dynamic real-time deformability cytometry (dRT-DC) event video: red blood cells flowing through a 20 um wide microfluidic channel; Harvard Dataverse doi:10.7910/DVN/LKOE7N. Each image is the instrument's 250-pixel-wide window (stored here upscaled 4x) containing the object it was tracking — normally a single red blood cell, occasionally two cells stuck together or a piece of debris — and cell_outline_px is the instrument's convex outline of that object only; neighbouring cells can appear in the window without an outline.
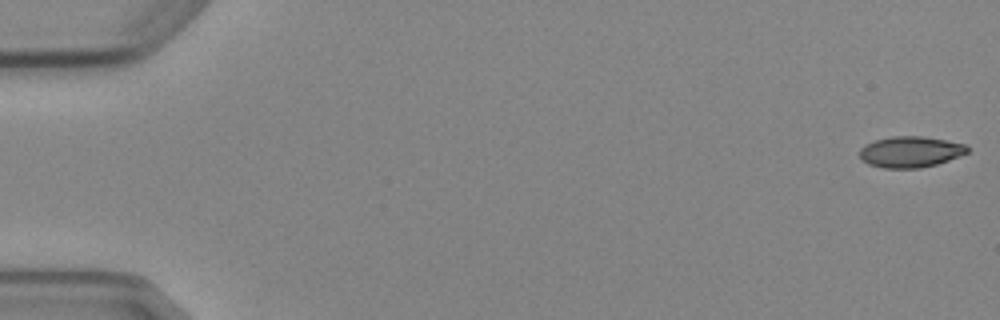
{"species": "Egyptian fruit bat (a non-hibernating species)", "species_latin": "Rousettus aegyptiacus", "temperature_condition": "cold", "stored_images_in_passage": 5, "camera_frame_rate_fps": 3000, "um_per_image_px": 0.085, "animal": {"sex": "female"}, "frame": {"image": 1, "passage_image": 1, "time_ms": 0.0, "image_size_px": [1000, 320], "cell_outline_px": [[968, 152], [960, 156], [936, 164], [920, 168], [884, 168], [868, 164], [860, 156], [860, 148], [864, 144], [876, 140], [892, 136], [924, 136], [968, 144]], "centroid_in_image_um": [77.4, 12.9], "position_along_channel_um": 7.6, "area_um2": 19.54}}
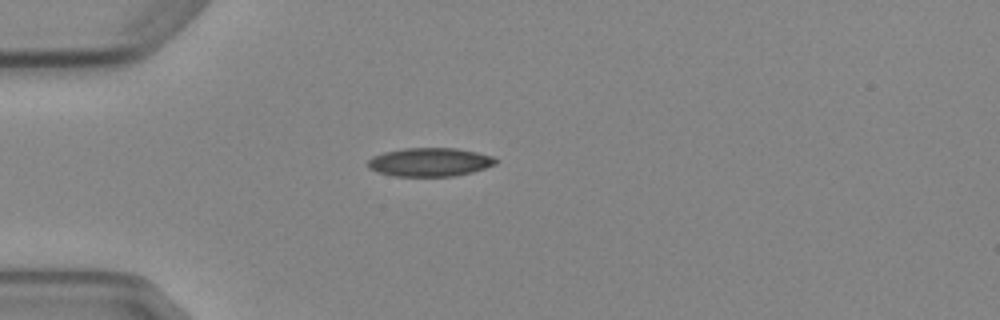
{"frame": {"image": 2, "passage_image": 5, "time_ms": 4.667, "image_size_px": [1000, 320], "cell_outline_px": [[500, 160], [496, 164], [472, 172], [452, 176], [392, 176], [376, 172], [368, 168], [368, 160], [372, 156], [384, 152], [404, 148], [456, 148], [476, 152], [492, 156]], "centroid_in_image_um": [36.52, 13.78], "position_along_channel_um": 48.5, "area_um2": 21.39}}